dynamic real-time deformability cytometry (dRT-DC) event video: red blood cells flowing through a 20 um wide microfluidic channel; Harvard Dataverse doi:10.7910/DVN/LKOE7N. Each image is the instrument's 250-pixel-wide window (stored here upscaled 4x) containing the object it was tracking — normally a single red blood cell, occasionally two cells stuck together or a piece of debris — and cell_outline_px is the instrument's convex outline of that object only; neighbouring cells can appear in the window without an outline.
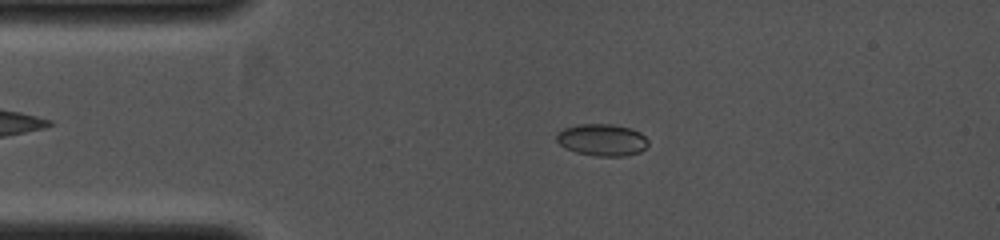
{"species": "common noctule bat (a hibernating species)", "species_latin": "Nyctalus noctula", "temperature_condition": "cold", "stored_images_in_passage": 40, "camera_frame_rate_fps": 4000, "um_per_image_px": 0.085, "animal": {"sex": "female", "body_mass_g": 19.0, "forearm_length_mm": 53.3}, "frame": {"image": 1, "passage_image": 8, "time_ms": 1.75, "image_size_px": [1000, 240], "cell_outline_px": [[648, 144], [640, 152], [624, 156], [596, 156], [576, 152], [564, 148], [556, 140], [556, 132], [564, 128], [580, 124], [612, 124], [632, 128], [640, 132], [648, 140]], "centroid_in_image_um": [51.16, 11.88], "position_along_channel_um": 33.8, "area_um2": 17.17}}
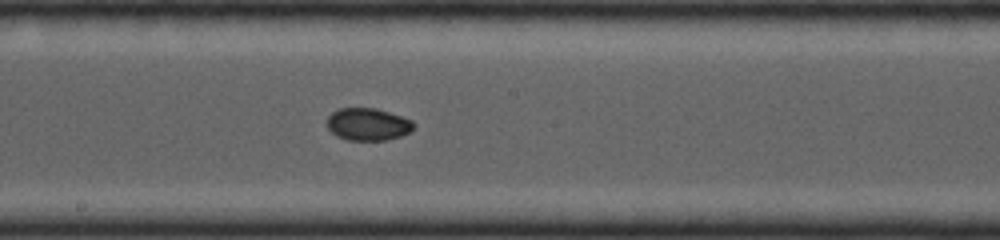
{"frame": {"image": 2, "passage_image": 22, "time_ms": 5.25, "image_size_px": [1000, 240], "cell_outline_px": [[416, 128], [400, 136], [384, 140], [348, 140], [336, 136], [328, 128], [328, 116], [332, 112], [340, 108], [376, 108], [412, 120], [416, 124]], "centroid_in_image_um": [31.28, 10.56], "position_along_channel_um": 216.9, "area_um2": 16.3}}
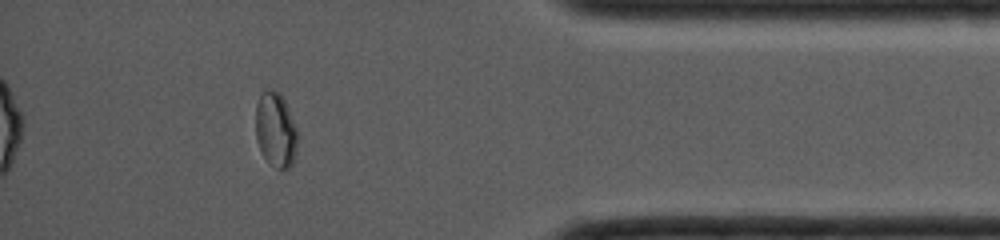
{"frame": {"image": 3, "passage_image": 36, "time_ms": 8.75, "image_size_px": [1000, 240], "cell_outline_px": [[300, 136], [296, 152], [292, 164], [288, 168], [276, 168], [264, 156], [256, 140], [256, 104], [264, 88], [272, 88], [280, 92], [288, 108]], "centroid_in_image_um": [23.45, 10.99], "position_along_channel_um": 411.7, "area_um2": 18.5}}